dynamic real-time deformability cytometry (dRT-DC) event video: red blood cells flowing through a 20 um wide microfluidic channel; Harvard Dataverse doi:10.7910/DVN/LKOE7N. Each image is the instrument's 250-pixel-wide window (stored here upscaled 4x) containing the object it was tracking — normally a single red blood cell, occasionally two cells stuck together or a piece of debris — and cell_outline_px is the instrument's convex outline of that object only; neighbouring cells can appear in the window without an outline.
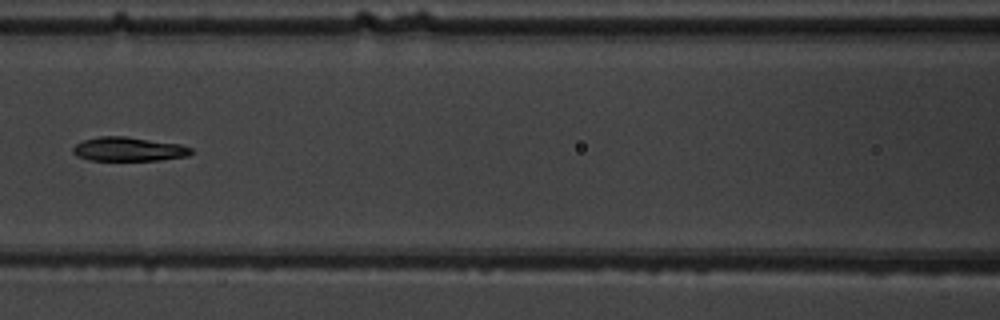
{"species": "common noctule bat (a hibernating species)", "species_latin": "Nyctalus noctula", "temperature_condition": "warm", "stored_images_in_passage": 7, "camera_frame_rate_fps": 3000, "um_per_image_px": 0.085, "animal": {"sex": "male", "body_mass_g": 19.5, "forearm_length_mm": 54.6}, "frame": {"image": 1, "passage_image": 6, "time_ms": 6.667, "image_size_px": [1000, 320], "cell_outline_px": [[192, 152], [188, 156], [160, 160], [88, 160], [76, 156], [72, 152], [72, 148], [76, 144], [84, 140], [100, 136], [124, 136], [180, 144], [192, 148]], "centroid_in_image_um": [10.91, 12.68], "position_along_channel_um": 155.7, "area_um2": 16.53}}
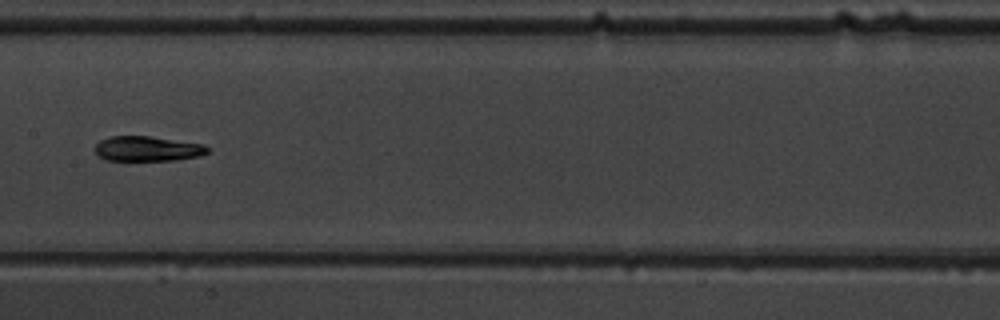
{"frame": {"image": 2, "passage_image": 7, "time_ms": 7.667, "image_size_px": [1000, 320], "cell_outline_px": [[212, 148], [208, 152], [200, 156], [176, 160], [104, 160], [96, 156], [92, 148], [100, 140], [112, 136], [148, 136], [204, 144]], "centroid_in_image_um": [12.51, 12.64], "position_along_channel_um": 194.9, "area_um2": 16.65}}